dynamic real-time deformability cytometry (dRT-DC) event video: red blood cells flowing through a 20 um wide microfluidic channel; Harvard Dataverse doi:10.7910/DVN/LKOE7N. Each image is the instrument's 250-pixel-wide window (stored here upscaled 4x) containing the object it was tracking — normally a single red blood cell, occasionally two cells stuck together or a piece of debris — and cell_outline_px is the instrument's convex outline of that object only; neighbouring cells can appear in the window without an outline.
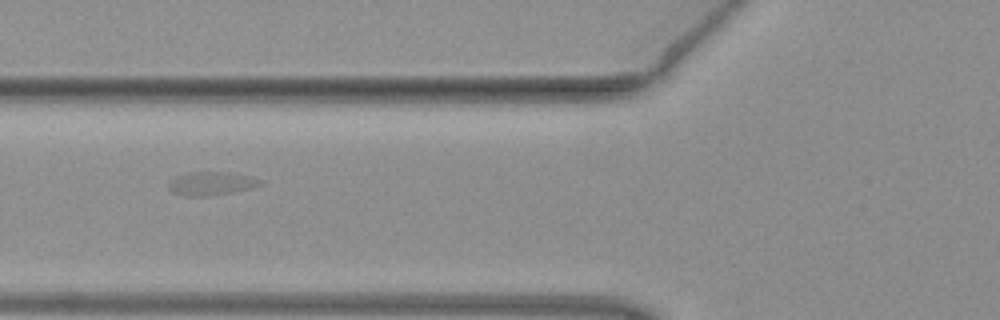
{"species": "common noctule bat (a hibernating species)", "species_latin": "Nyctalus noctula", "temperature_condition": "warm", "stored_images_in_passage": 26, "camera_frame_rate_fps": 3000, "um_per_image_px": 0.085, "animal": {"sex": "female", "body_mass_g": 19.3, "forearm_length_mm": 54.1}, "frame": {"image": 1, "passage_image": 5, "time_ms": 1.333, "image_size_px": [1000, 320], "cell_outline_px": [[260, 184], [248, 188], [228, 192], [200, 196], [184, 196], [172, 192], [168, 188], [168, 180], [184, 172], [228, 172], [248, 176], [260, 180]], "centroid_in_image_um": [17.81, 15.57], "position_along_channel_um": 108.0, "area_um2": 12.2}}
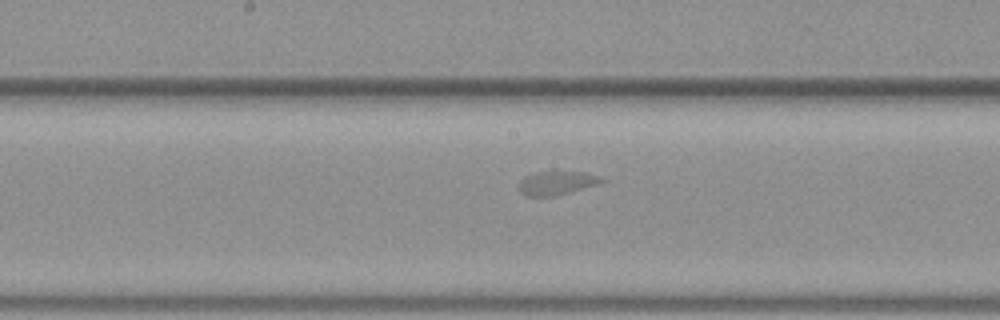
{"frame": {"image": 2, "passage_image": 12, "time_ms": 3.667, "image_size_px": [1000, 320], "cell_outline_px": [[608, 180], [600, 184], [556, 196], [524, 196], [520, 192], [520, 180], [524, 176], [536, 172], [552, 168], [588, 172], [600, 176]], "centroid_in_image_um": [47.38, 15.49], "position_along_channel_um": 200.8, "area_um2": 12.37}}
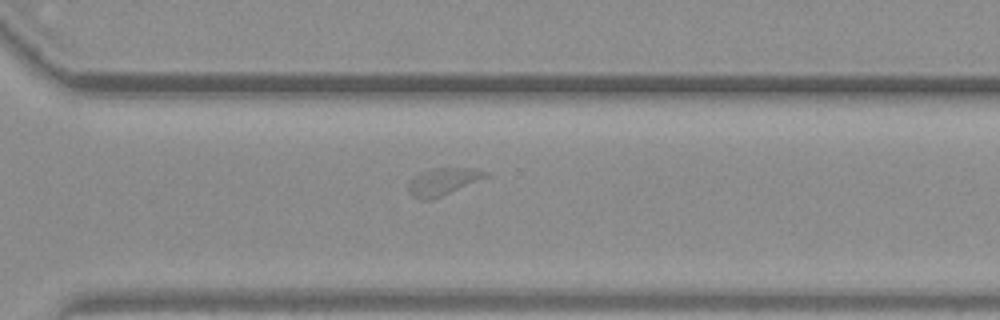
{"frame": {"image": 3, "passage_image": 22, "time_ms": 7.0, "image_size_px": [1000, 320], "cell_outline_px": [[492, 176], [440, 196], [428, 200], [420, 200], [412, 196], [408, 192], [408, 184], [420, 172], [432, 168], [476, 168], [488, 172]], "centroid_in_image_um": [37.7, 15.42], "position_along_channel_um": 332.9, "area_um2": 12.31}, "authors_computed_cell_mechanics": {"area_um2": 11.9646, "velocity_mm_per_s": 3.9842, "shape_relaxation_time_tau1_ms": 6.8798, "shape_relaxation_time_tau2_ms": null, "deformation_change_tau1": 0.1215, "deformation_change_tau2": null}}